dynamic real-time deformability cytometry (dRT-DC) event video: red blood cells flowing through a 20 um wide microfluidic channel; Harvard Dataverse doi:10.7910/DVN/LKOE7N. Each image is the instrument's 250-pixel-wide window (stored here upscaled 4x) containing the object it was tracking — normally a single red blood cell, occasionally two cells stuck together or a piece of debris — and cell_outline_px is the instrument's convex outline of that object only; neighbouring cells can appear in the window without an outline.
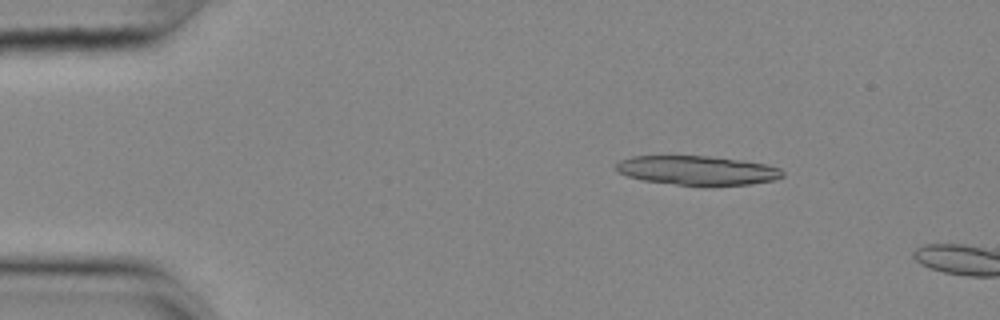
{"species": "common noctule bat (a hibernating species)", "species_latin": "Nyctalus noctula", "temperature_condition": "cold", "stored_images_in_passage": 11, "camera_frame_rate_fps": 3000, "um_per_image_px": 0.085, "animal": {"sex": "female", "body_mass_g": 25.1}, "frame": {"image": 1, "passage_image": 8, "time_ms": 2.333, "image_size_px": [1000, 320], "cell_outline_px": [[784, 176], [776, 180], [752, 184], [704, 188], [644, 180], [628, 176], [620, 172], [616, 168], [616, 164], [620, 160], [632, 156], [708, 156], [764, 164], [780, 168], [784, 172]], "centroid_in_image_um": [59.32, 14.52], "position_along_channel_um": 25.7, "area_um2": 28.78}}